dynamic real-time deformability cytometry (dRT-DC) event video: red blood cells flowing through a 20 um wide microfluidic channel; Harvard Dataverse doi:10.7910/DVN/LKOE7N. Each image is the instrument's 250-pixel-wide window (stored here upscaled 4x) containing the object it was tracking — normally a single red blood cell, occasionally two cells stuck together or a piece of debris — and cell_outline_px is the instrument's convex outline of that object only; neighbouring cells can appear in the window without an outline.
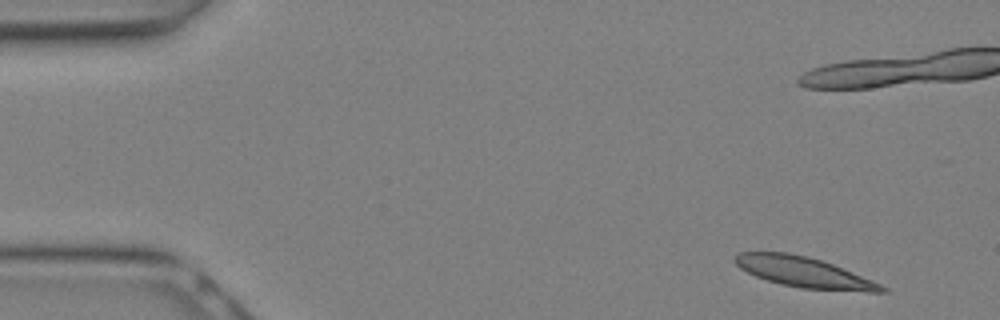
{"species": "Egyptian fruit bat (a non-hibernating species)", "species_latin": "Rousettus aegyptiacus", "temperature_condition": "warm", "stored_images_in_passage": 7, "camera_frame_rate_fps": 3000, "um_per_image_px": 0.085, "animal": {"sex": "female"}, "frame": {"image": 1, "passage_image": 1, "time_ms": 0.0, "image_size_px": [1000, 320], "cell_outline_px": [[888, 292], [868, 292], [804, 288], [780, 284], [756, 276], [740, 268], [732, 260], [732, 256], [736, 252], [788, 252], [808, 256], [832, 264], [872, 280], [888, 288]], "centroid_in_image_um": [68.3, 23.13], "position_along_channel_um": 16.7, "area_um2": 25.89}}